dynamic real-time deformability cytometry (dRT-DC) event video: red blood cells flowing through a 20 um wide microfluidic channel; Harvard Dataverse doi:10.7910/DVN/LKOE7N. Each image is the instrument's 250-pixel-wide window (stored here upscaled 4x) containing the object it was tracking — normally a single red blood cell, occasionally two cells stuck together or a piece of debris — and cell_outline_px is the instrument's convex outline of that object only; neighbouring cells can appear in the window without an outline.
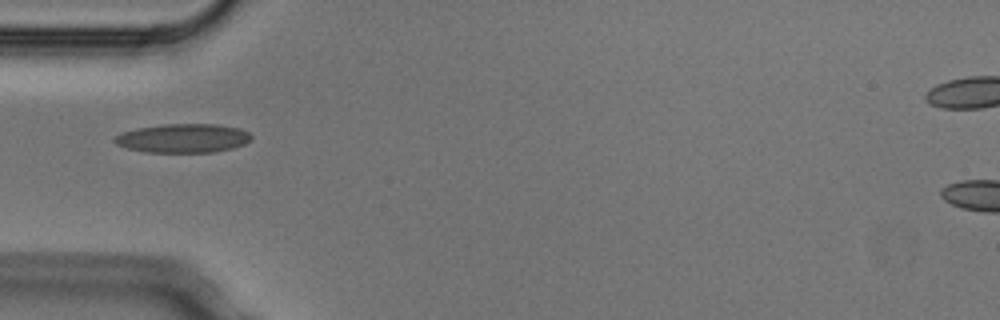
{"species": "Egyptian fruit bat (a non-hibernating species)", "species_latin": "Rousettus aegyptiacus", "temperature_condition": "cold", "stored_images_in_passage": 1, "camera_frame_rate_fps": 3000, "um_per_image_px": 0.085, "animal": {"sex": "male"}, "frame": {"image": 1, "passage_image": 1, "time_ms": 0.0, "image_size_px": [1000, 320], "cell_outline_px": [[252, 140], [244, 144], [232, 148], [212, 152], [144, 152], [128, 148], [116, 144], [112, 140], [120, 132], [136, 128], [164, 124], [216, 124], [240, 128], [248, 132], [252, 136]], "centroid_in_image_um": [15.55, 11.74], "position_along_channel_um": 69.4, "area_um2": 23.12}}